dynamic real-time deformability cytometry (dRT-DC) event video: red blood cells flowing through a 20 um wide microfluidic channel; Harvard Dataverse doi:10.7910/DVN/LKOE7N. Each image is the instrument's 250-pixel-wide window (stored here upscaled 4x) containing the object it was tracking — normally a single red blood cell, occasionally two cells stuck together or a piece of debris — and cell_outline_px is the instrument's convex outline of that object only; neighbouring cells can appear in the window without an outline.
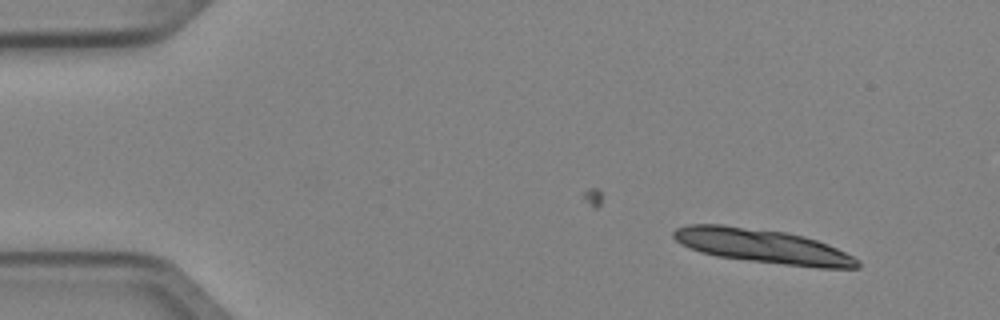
{"species": "Egyptian fruit bat (a non-hibernating species)", "species_latin": "Rousettus aegyptiacus", "temperature_condition": "cold", "stored_images_in_passage": 5, "camera_frame_rate_fps": 3000, "um_per_image_px": 0.085, "animal": {"sex": "female"}, "frame": {"image": 1, "passage_image": 1, "time_ms": 0.0, "image_size_px": [1000, 320], "cell_outline_px": [[860, 268], [816, 268], [748, 260], [716, 256], [700, 252], [680, 244], [672, 236], [672, 232], [676, 228], [688, 224], [724, 224], [784, 232], [804, 236], [828, 244], [860, 260]], "centroid_in_image_um": [64.81, 20.92], "position_along_channel_um": 20.2, "area_um2": 36.59}}
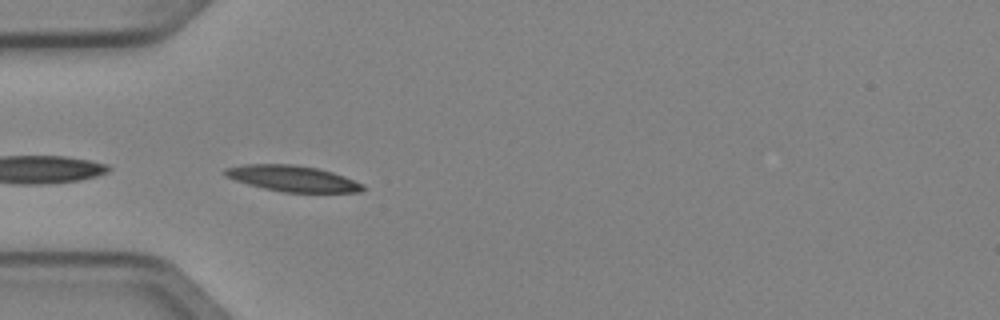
{"frame": {"image": 2, "passage_image": 4, "time_ms": 1.0, "image_size_px": [1000, 320], "cell_outline_px": [[364, 188], [360, 192], [284, 192], [264, 188], [248, 184], [224, 176], [224, 168], [244, 164], [292, 164], [316, 168], [332, 172], [344, 176], [364, 184]], "centroid_in_image_um": [24.85, 15.17], "position_along_channel_um": 60.1, "area_um2": 20.69}}
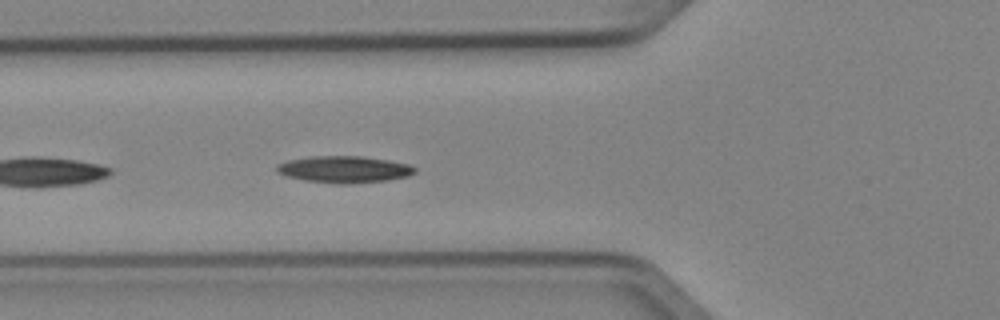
{"frame": {"image": 3, "passage_image": 5, "time_ms": 1.333, "image_size_px": [1000, 320], "cell_outline_px": [[416, 172], [408, 176], [388, 180], [348, 184], [336, 184], [304, 180], [288, 176], [276, 172], [276, 164], [288, 160], [308, 156], [364, 156], [388, 160], [408, 164], [416, 168]], "centroid_in_image_um": [29.24, 14.39], "position_along_channel_um": 96.6, "area_um2": 21.68}}